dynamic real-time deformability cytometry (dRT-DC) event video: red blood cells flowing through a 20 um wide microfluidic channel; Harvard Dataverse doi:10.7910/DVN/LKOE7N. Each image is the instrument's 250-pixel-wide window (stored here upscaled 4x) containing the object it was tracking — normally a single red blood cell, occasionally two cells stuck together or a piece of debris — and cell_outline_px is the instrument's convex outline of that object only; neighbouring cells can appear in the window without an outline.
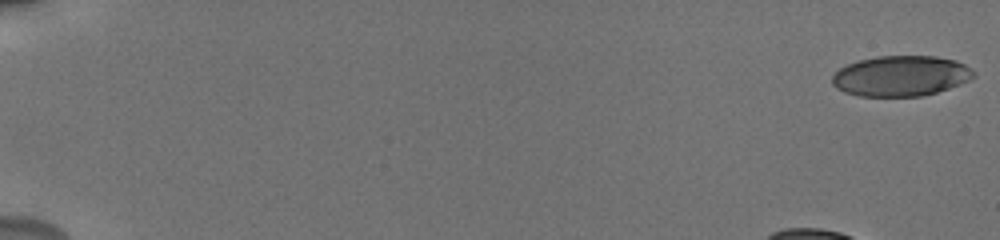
{"species": "human", "species_latin": "Homo sapiens", "temperature_condition": "cold", "stored_images_in_passage": 54, "camera_frame_rate_fps": 3000, "um_per_image_px": 0.085, "donor": {"sex": "male"}, "frame": {"image": 1, "passage_image": 1, "time_ms": 0.0, "image_size_px": [1000, 240], "cell_outline_px": [[976, 76], [960, 84], [936, 92], [920, 96], [860, 96], [844, 92], [836, 88], [832, 84], [832, 76], [840, 68], [848, 64], [860, 60], [876, 56], [936, 56], [956, 60], [964, 64], [976, 72]], "centroid_in_image_um": [76.58, 6.45], "position_along_channel_um": 8.4, "area_um2": 33.35}}
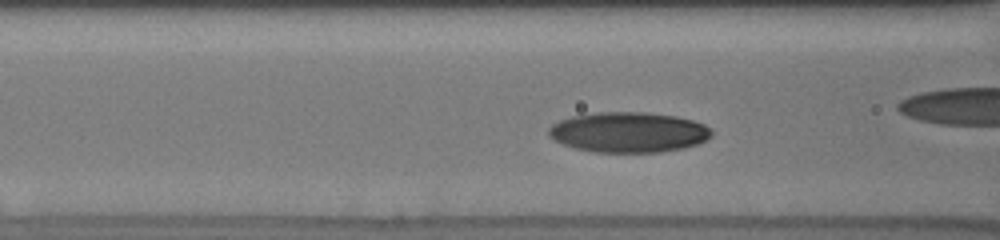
{"frame": {"image": 2, "passage_image": 28, "time_ms": 7.333, "image_size_px": [1000, 240], "cell_outline_px": [[712, 136], [696, 144], [684, 148], [660, 152], [596, 152], [576, 148], [564, 144], [548, 136], [548, 128], [552, 124], [560, 120], [572, 116], [596, 112], [644, 112], [676, 116], [692, 120], [704, 124], [712, 132]], "centroid_in_image_um": [53.41, 11.23], "position_along_channel_um": 113.2, "area_um2": 38.15}, "authors_computed_cell_mechanics": {"area_um2": 35.7782, "velocity_mm_per_s": 3.7381, "shape_relaxation_time_tau1_ms": 3.6635, "shape_relaxation_time_tau2_ms": 1.3079, "deformation_change_tau1": 0.1459, "deformation_change_tau2": 0.0416}}